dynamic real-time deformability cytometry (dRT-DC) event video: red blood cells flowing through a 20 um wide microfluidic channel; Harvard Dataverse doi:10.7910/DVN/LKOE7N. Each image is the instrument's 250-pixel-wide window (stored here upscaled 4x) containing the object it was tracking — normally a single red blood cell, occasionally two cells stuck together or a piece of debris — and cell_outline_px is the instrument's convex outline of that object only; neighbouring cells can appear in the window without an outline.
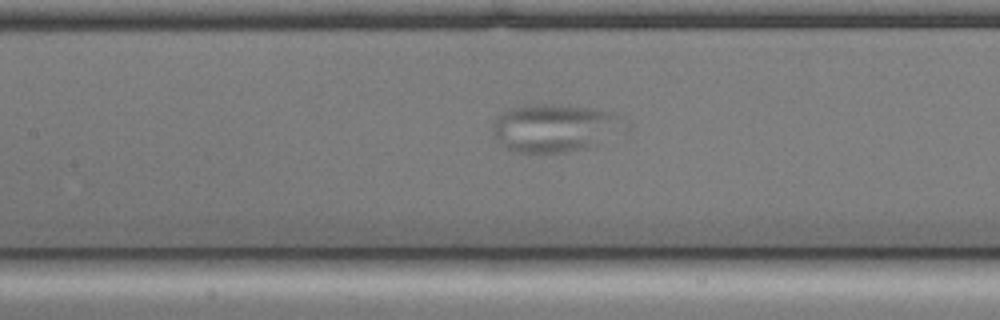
{"species": "common noctule bat (a hibernating species)", "species_latin": "Nyctalus noctula", "temperature_condition": "cold", "stored_images_in_passage": 38, "camera_frame_rate_fps": 3000, "um_per_image_px": 0.085, "animal": {"sex": "male", "body_mass_g": 17.9, "forearm_length_mm": 54.2}, "frame": {"image": 1, "passage_image": 10, "time_ms": 3.0, "image_size_px": [1000, 320], "cell_outline_px": [[632, 124], [628, 128], [592, 148], [568, 152], [516, 152], [504, 148], [492, 132], [492, 124], [496, 116], [512, 108], [524, 104], [560, 104], [592, 108], [612, 112], [620, 116]], "centroid_in_image_um": [47.22, 10.87], "position_along_channel_um": 160.2, "area_um2": 37.74}}
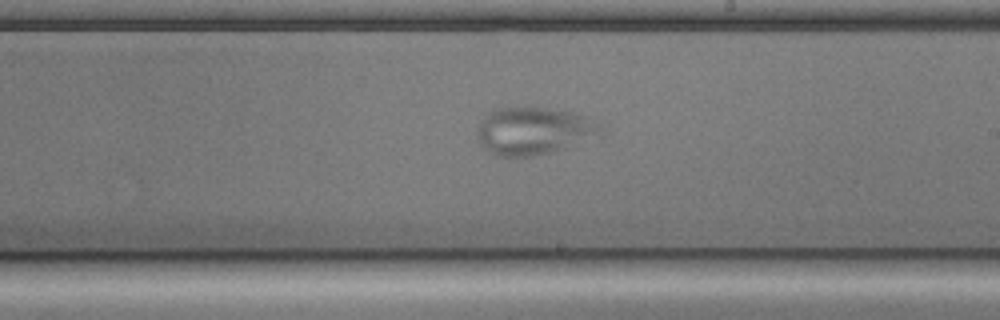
{"frame": {"image": 2, "passage_image": 17, "time_ms": 5.333, "image_size_px": [1000, 320], "cell_outline_px": [[604, 136], [552, 152], [532, 156], [496, 156], [488, 152], [480, 144], [476, 136], [476, 132], [480, 124], [488, 112], [496, 108], [548, 108], [568, 112], [584, 116], [600, 124], [604, 128]], "centroid_in_image_um": [45.4, 11.15], "position_along_channel_um": 243.6, "area_um2": 34.39}}
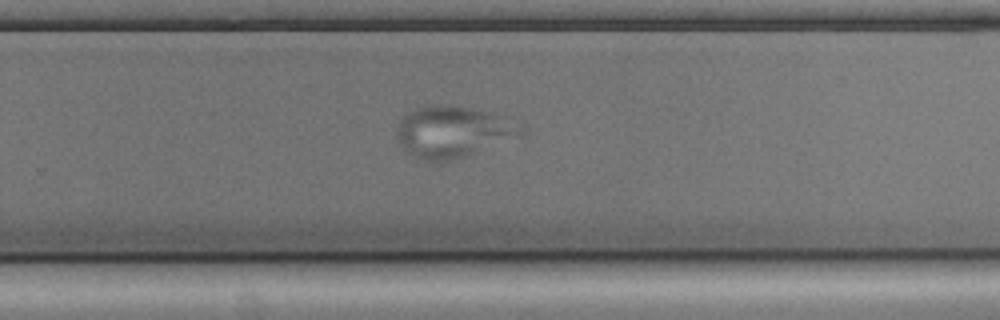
{"frame": {"image": 3, "passage_image": 21, "time_ms": 6.667, "image_size_px": [1000, 320], "cell_outline_px": [[508, 132], [472, 152], [460, 156], [444, 160], [428, 160], [416, 156], [408, 152], [400, 144], [396, 136], [396, 128], [400, 120], [408, 112], [420, 108], [436, 104], [444, 104], [472, 108], [496, 116]], "centroid_in_image_um": [37.99, 11.16], "position_along_channel_um": 291.8, "area_um2": 32.54}}